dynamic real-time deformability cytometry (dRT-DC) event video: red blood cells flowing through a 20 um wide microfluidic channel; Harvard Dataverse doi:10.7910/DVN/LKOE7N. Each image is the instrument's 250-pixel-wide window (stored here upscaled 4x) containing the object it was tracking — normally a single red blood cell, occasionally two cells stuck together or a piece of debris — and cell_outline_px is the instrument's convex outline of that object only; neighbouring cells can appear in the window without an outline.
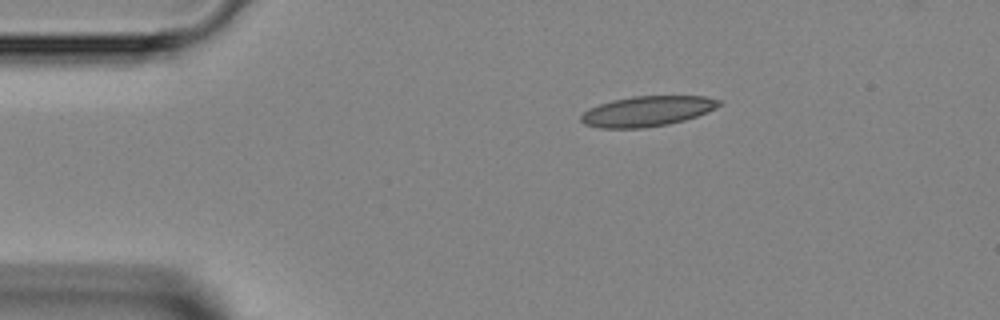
{"species": "Egyptian fruit bat (a non-hibernating species)", "species_latin": "Rousettus aegyptiacus", "temperature_condition": "room temperature", "stored_images_in_passage": 30, "camera_frame_rate_fps": 3000, "um_per_image_px": 0.085, "animal": {"sex": "female"}, "frame": {"image": 1, "passage_image": 1, "time_ms": 0.0, "image_size_px": [1000, 320], "cell_outline_px": [[724, 104], [708, 112], [684, 120], [668, 124], [644, 128], [600, 128], [584, 124], [580, 120], [580, 116], [588, 108], [612, 100], [632, 96], [704, 96], [720, 100]], "centroid_in_image_um": [55.02, 9.45], "position_along_channel_um": 30.0, "area_um2": 24.45}}
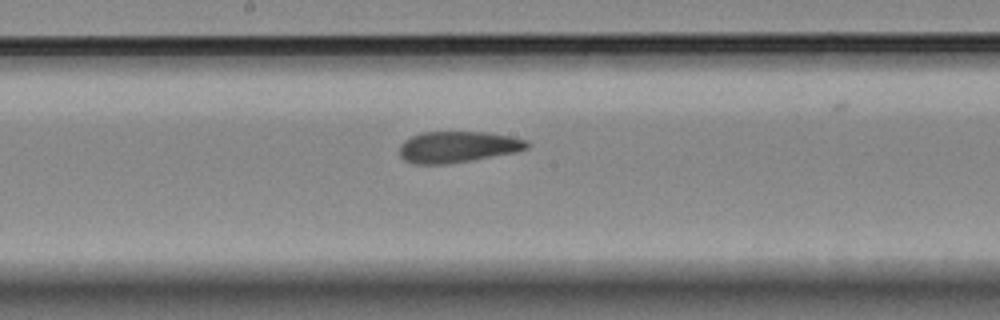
{"frame": {"image": 2, "passage_image": 17, "time_ms": 5.333, "image_size_px": [1000, 320], "cell_outline_px": [[532, 144], [528, 148], [516, 152], [472, 160], [448, 164], [412, 164], [404, 160], [400, 156], [400, 144], [404, 140], [412, 136], [424, 132], [484, 132], [512, 136], [528, 140]], "centroid_in_image_um": [38.93, 12.49], "position_along_channel_um": 209.3, "area_um2": 23.41}}
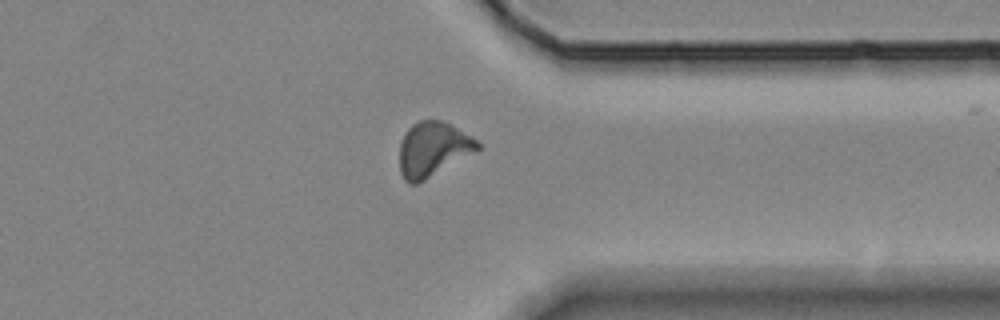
{"frame": {"image": 3, "passage_image": 29, "time_ms": 9.333, "image_size_px": [1000, 320], "cell_outline_px": [[480, 148], [476, 152], [424, 180], [416, 184], [408, 184], [404, 180], [400, 172], [400, 144], [408, 128], [412, 124], [420, 120], [440, 120], [472, 136], [480, 144]], "centroid_in_image_um": [36.79, 12.7], "position_along_channel_um": 374.6, "area_um2": 24.62}}